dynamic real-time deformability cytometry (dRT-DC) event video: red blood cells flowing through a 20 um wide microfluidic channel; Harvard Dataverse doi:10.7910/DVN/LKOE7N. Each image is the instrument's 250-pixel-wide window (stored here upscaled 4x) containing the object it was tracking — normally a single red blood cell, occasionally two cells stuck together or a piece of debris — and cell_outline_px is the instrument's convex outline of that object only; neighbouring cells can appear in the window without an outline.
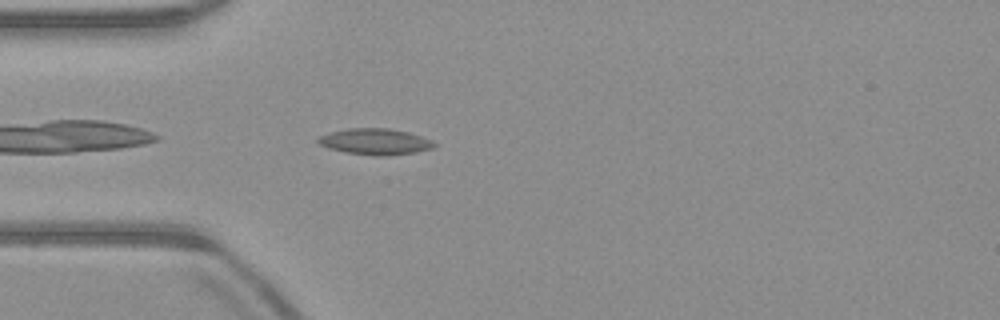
{"species": "common noctule bat (a hibernating species)", "species_latin": "Nyctalus noctula", "temperature_condition": "warm", "stored_images_in_passage": 39, "camera_frame_rate_fps": 3000, "um_per_image_px": 0.085, "animal": {"sex": "male", "body_mass_g": 23.1, "forearm_length_mm": 52.7}, "frame": {"image": 1, "passage_image": 2, "time_ms": 0.333, "image_size_px": [1000, 320], "cell_outline_px": [[436, 144], [432, 148], [416, 152], [388, 156], [372, 156], [344, 152], [328, 148], [320, 144], [316, 140], [316, 136], [328, 132], [348, 128], [388, 128], [408, 132], [432, 140]], "centroid_in_image_um": [31.84, 12.04], "position_along_channel_um": 53.2, "area_um2": 17.92}}
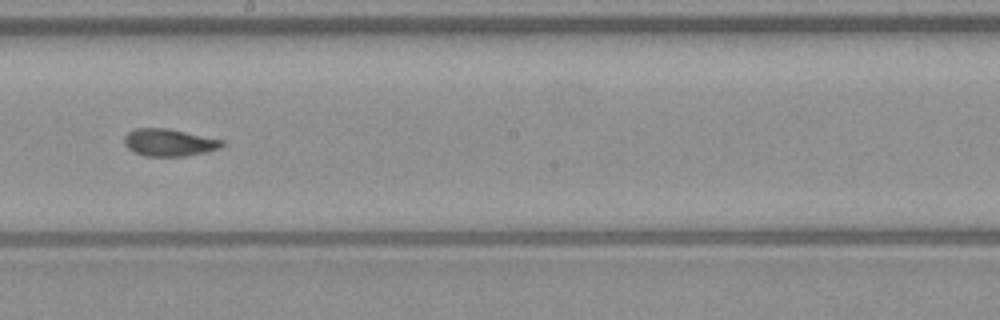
{"frame": {"image": 2, "passage_image": 16, "time_ms": 5.0, "image_size_px": [1000, 320], "cell_outline_px": [[224, 144], [220, 148], [204, 152], [184, 156], [144, 156], [132, 152], [124, 144], [124, 136], [128, 132], [136, 128], [168, 128], [224, 140]], "centroid_in_image_um": [14.34, 12.11], "position_along_channel_um": 233.9, "area_um2": 15.61}}
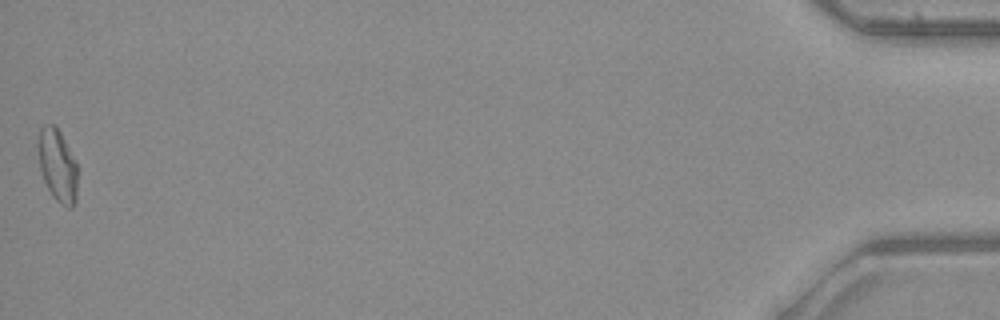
{"frame": {"image": 3, "passage_image": 39, "time_ms": 12.667, "image_size_px": [1000, 320], "cell_outline_px": [[76, 200], [72, 208], [68, 208], [60, 204], [52, 196], [44, 180], [40, 168], [36, 144], [40, 128], [44, 124], [56, 124], [76, 160]], "centroid_in_image_um": [4.87, 14.02], "position_along_channel_um": 430.3, "area_um2": 16.94}, "authors_computed_cell_mechanics": {"area_um2": 15.8372, "velocity_mm_per_s": 3.977, "shape_relaxation_time_tau1_ms": null, "shape_relaxation_time_tau2_ms": 2.8156, "deformation_change_tau1": null, "deformation_change_tau2": 0.0742}}